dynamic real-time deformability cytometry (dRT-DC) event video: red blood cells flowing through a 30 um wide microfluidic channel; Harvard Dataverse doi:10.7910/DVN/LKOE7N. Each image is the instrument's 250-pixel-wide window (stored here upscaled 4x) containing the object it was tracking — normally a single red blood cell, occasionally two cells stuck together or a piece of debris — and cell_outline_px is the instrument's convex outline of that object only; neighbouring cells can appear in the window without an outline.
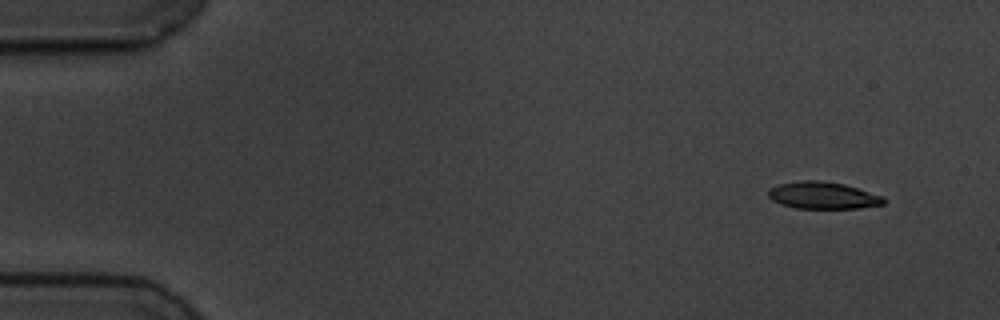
{"species": "common noctule bat (a hibernating species)", "species_latin": "Nyctalus noctula", "temperature_condition": "cold", "stored_images_in_passage": 54, "camera_frame_rate_fps": 3000, "um_per_image_px": 0.085, "animal": {"sex": "male", "body_mass_g": 19.5, "forearm_length_mm": 54.6}, "frame": {"image": 1, "passage_image": 1, "time_ms": 0.0, "image_size_px": [1000, 320], "cell_outline_px": [[888, 200], [884, 204], [860, 208], [796, 208], [780, 204], [772, 200], [768, 196], [768, 188], [780, 184], [800, 180], [820, 180], [844, 184], [884, 196]], "centroid_in_image_um": [69.96, 16.61], "position_along_channel_um": 15.0, "area_um2": 18.32}}
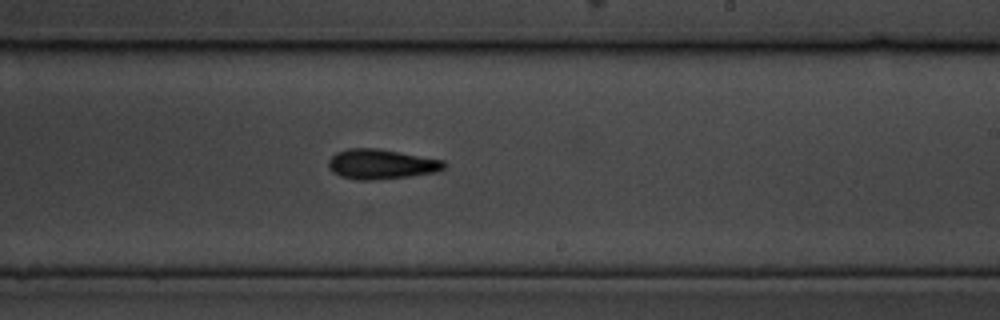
{"frame": {"image": 2, "passage_image": 31, "time_ms": 10.0, "image_size_px": [1000, 320], "cell_outline_px": [[448, 164], [444, 168], [436, 172], [412, 176], [372, 180], [356, 180], [340, 176], [332, 172], [328, 168], [328, 160], [336, 152], [348, 148], [376, 148], [444, 160]], "centroid_in_image_um": [32.39, 13.96], "position_along_channel_um": 256.6, "area_um2": 20.29}}
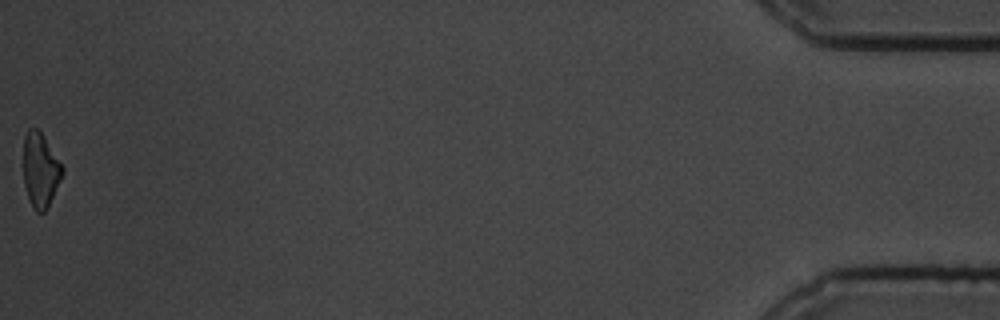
{"frame": {"image": 3, "passage_image": 54, "time_ms": 17.667, "image_size_px": [1000, 320], "cell_outline_px": [[64, 172], [48, 208], [44, 212], [36, 212], [28, 200], [24, 184], [24, 136], [28, 128], [36, 128], [44, 136], [64, 168]], "centroid_in_image_um": [3.44, 14.48], "position_along_channel_um": 431.8, "area_um2": 16.94}, "authors_computed_cell_mechanics": {"area_um2": 19.074, "velocity_mm_per_s": 3.5246, "shape_relaxation_time_tau1_ms": 3.1299, "shape_relaxation_time_tau2_ms": 5.7452, "deformation_change_tau1": 0.1225, "deformation_change_tau2": 0.144}}